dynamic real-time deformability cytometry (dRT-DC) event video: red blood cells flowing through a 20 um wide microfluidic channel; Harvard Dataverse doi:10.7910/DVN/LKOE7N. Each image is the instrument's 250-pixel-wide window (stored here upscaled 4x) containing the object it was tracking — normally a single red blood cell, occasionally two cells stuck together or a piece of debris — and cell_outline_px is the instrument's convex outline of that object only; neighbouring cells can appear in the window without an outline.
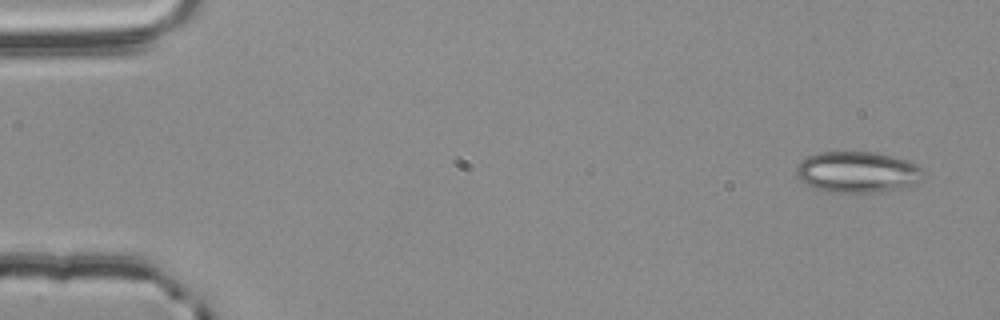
{"species": "common noctule bat (a hibernating species)", "species_latin": "Nyctalus noctula", "temperature_condition": "room temperature", "stored_images_in_passage": 4, "camera_frame_rate_fps": 3000, "um_per_image_px": 0.085, "animal": {"sex": "male", "body_mass_g": 20.4}, "frame": {"image": 1, "passage_image": 1, "time_ms": 0.0, "image_size_px": [1000, 320], "cell_outline_px": [[924, 180], [916, 184], [900, 188], [872, 192], [824, 192], [812, 188], [804, 184], [796, 176], [796, 168], [800, 160], [816, 152], [876, 152], [892, 156], [916, 164], [924, 168]], "centroid_in_image_um": [72.87, 14.63], "position_along_channel_um": 12.1, "area_um2": 30.87}}